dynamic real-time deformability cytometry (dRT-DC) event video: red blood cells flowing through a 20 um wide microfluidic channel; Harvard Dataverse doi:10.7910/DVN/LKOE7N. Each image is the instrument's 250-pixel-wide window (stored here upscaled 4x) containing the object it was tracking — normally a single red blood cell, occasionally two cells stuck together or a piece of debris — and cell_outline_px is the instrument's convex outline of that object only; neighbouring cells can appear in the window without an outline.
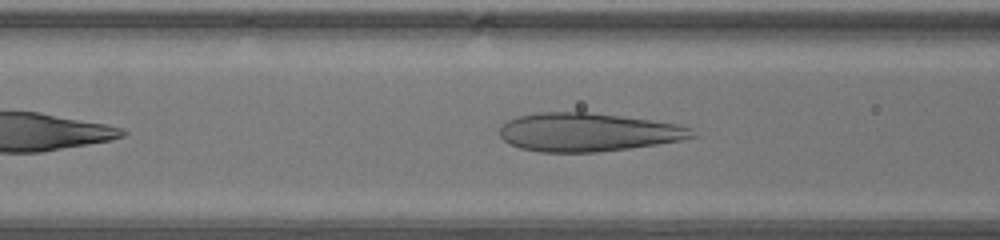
{"species": "human", "species_latin": "Homo sapiens", "temperature_condition": "warm", "stored_images_in_passage": 30, "camera_frame_rate_fps": 3000, "um_per_image_px": 0.085, "donor": {"sex": "male"}, "frame": {"image": 1, "passage_image": 7, "time_ms": 2.0, "image_size_px": [1000, 240], "cell_outline_px": [[700, 136], [680, 140], [656, 144], [628, 148], [596, 152], [540, 152], [520, 148], [504, 140], [500, 136], [500, 124], [516, 116], [536, 112], [588, 112], [652, 120], [680, 124], [692, 128]], "centroid_in_image_um": [49.98, 11.23], "position_along_channel_um": 116.6, "area_um2": 43.29}}
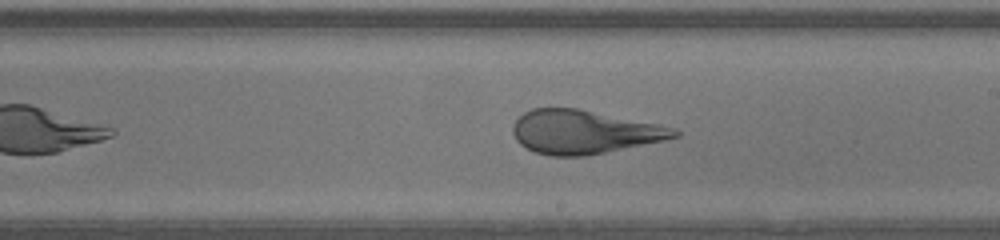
{"frame": {"image": 2, "passage_image": 15, "time_ms": 4.667, "image_size_px": [1000, 240], "cell_outline_px": [[680, 136], [664, 140], [584, 156], [552, 156], [536, 152], [520, 144], [516, 140], [512, 132], [512, 124], [524, 112], [532, 108], [576, 108], [660, 124], [676, 128], [680, 132]], "centroid_in_image_um": [49.63, 11.21], "position_along_channel_um": 239.4, "area_um2": 40.86}}
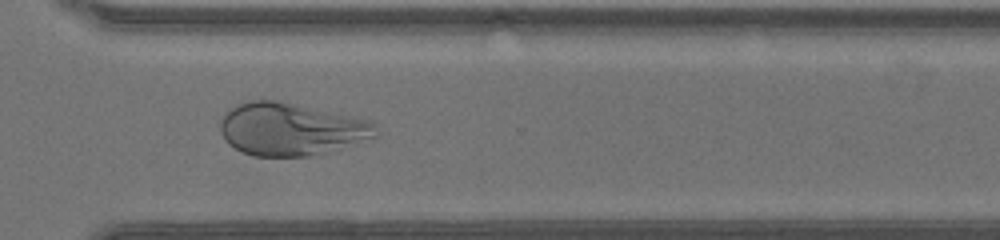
{"frame": {"image": 3, "passage_image": 22, "time_ms": 7.0, "image_size_px": [1000, 240], "cell_outline_px": [[376, 136], [308, 156], [252, 156], [228, 144], [224, 140], [220, 132], [220, 120], [224, 112], [236, 104], [252, 100], [280, 100], [368, 120], [376, 124]], "centroid_in_image_um": [24.63, 10.95], "position_along_channel_um": 346.0, "area_um2": 47.16}}